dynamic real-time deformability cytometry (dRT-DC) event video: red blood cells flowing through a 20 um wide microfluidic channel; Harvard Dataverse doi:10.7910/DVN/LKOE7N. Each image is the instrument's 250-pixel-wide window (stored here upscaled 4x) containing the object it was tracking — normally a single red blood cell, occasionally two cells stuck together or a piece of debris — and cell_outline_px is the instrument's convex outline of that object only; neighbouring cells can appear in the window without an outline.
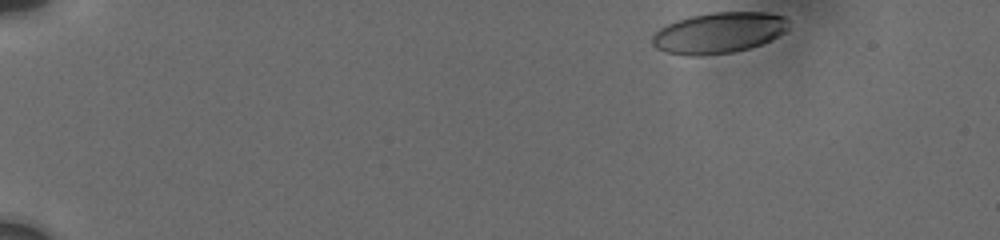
{"species": "human", "species_latin": "Homo sapiens", "temperature_condition": "cold", "stored_images_in_passage": 39, "camera_frame_rate_fps": 3000, "um_per_image_px": 0.085, "donor": {"sex": "male"}, "frame": {"image": 1, "passage_image": 1, "time_ms": 0.0, "image_size_px": [1000, 240], "cell_outline_px": [[788, 28], [784, 32], [760, 44], [748, 48], [732, 52], [700, 56], [688, 56], [664, 52], [656, 48], [652, 44], [652, 36], [660, 28], [676, 20], [692, 16], [712, 12], [768, 12], [784, 16], [788, 20]], "centroid_in_image_um": [61.07, 2.79], "position_along_channel_um": 23.9, "area_um2": 32.43}}
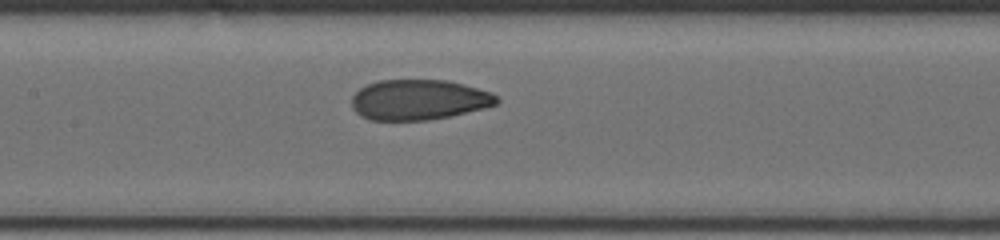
{"frame": {"image": 2, "passage_image": 16, "time_ms": 7.333, "image_size_px": [1000, 240], "cell_outline_px": [[500, 100], [496, 104], [484, 108], [448, 116], [428, 120], [368, 120], [360, 116], [352, 108], [352, 96], [360, 88], [368, 84], [380, 80], [444, 80], [464, 84], [492, 92]], "centroid_in_image_um": [35.58, 8.48], "position_along_channel_um": 171.8, "area_um2": 34.04}}
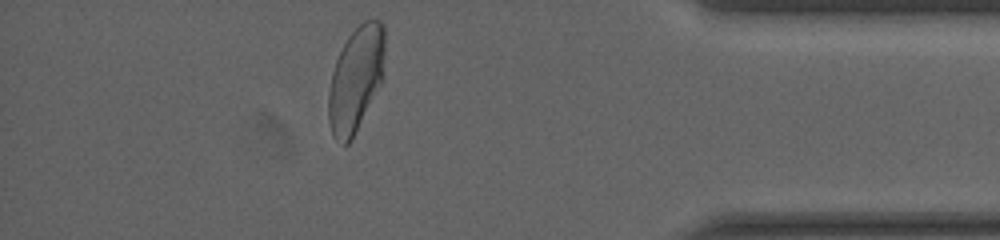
{"frame": {"image": 3, "passage_image": 34, "time_ms": 14.333, "image_size_px": [1000, 240], "cell_outline_px": [[384, 52], [380, 84], [352, 140], [348, 144], [344, 144], [336, 140], [332, 136], [328, 120], [328, 92], [332, 72], [336, 60], [348, 36], [364, 20], [380, 20], [384, 28]], "centroid_in_image_um": [30.21, 6.75], "position_along_channel_um": 405.0, "area_um2": 34.1}, "authors_computed_cell_mechanics": {"area_um2": 34.68, "velocity_mm_per_s": 3.7378, "shape_relaxation_time_tau1_ms": 9.1788, "shape_relaxation_time_tau2_ms": 1.0002, "deformation_change_tau1": 0.2276, "deformation_change_tau2": 0.0589}}